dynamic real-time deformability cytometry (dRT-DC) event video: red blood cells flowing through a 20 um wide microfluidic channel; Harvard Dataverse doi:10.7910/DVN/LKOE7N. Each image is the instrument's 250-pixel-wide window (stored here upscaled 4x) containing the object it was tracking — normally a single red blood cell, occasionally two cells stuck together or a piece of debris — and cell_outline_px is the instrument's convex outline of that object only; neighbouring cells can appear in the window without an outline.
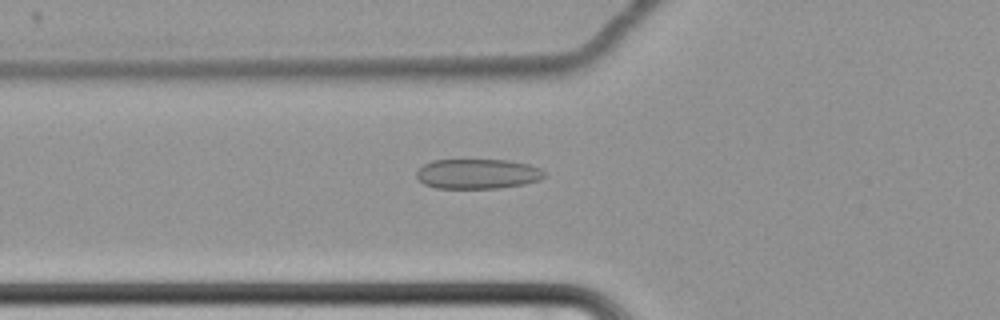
{"species": "common noctule bat (a hibernating species)", "species_latin": "Nyctalus noctula", "temperature_condition": "cold", "stored_images_in_passage": 59, "camera_frame_rate_fps": 3000, "um_per_image_px": 0.085, "animal": {"sex": "female", "body_mass_g": 22.7, "forearm_length_mm": 54.2}, "frame": {"image": 1, "passage_image": 20, "time_ms": 6.333, "image_size_px": [1000, 320], "cell_outline_px": [[548, 172], [540, 180], [524, 184], [500, 188], [436, 188], [424, 184], [416, 176], [416, 172], [424, 164], [432, 160], [508, 160], [528, 164], [540, 168]], "centroid_in_image_um": [40.62, 14.78], "position_along_channel_um": 85.2, "area_um2": 22.37}}
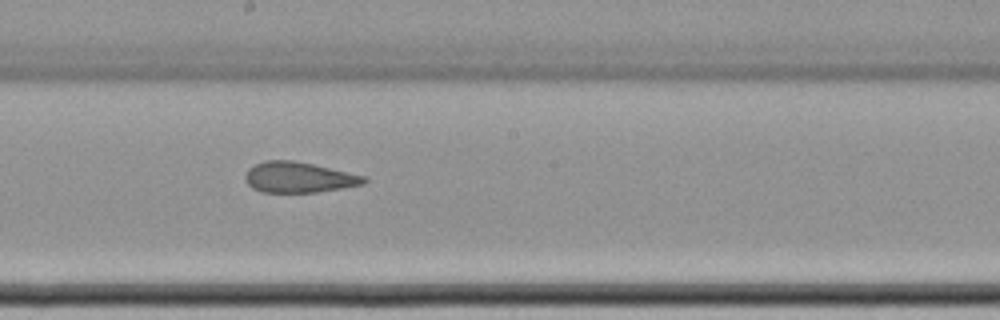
{"frame": {"image": 2, "passage_image": 32, "time_ms": 10.333, "image_size_px": [1000, 320], "cell_outline_px": [[368, 180], [364, 184], [316, 192], [260, 192], [252, 188], [244, 180], [244, 176], [248, 168], [264, 160], [292, 160], [312, 164], [368, 176]], "centroid_in_image_um": [25.38, 15.07], "position_along_channel_um": 222.8, "area_um2": 21.27}}
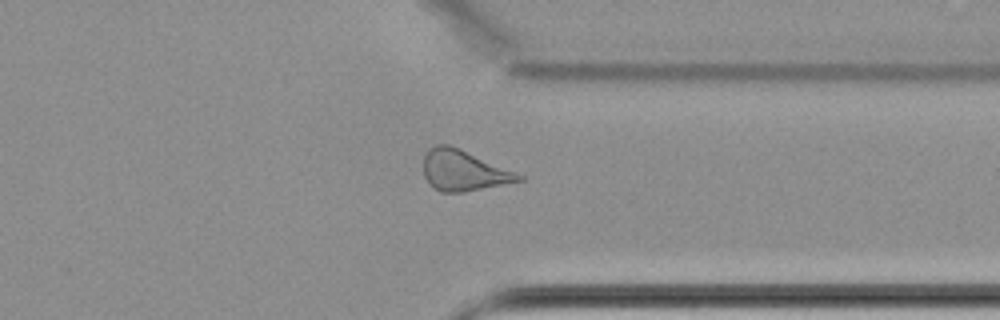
{"frame": {"image": 3, "passage_image": 45, "time_ms": 14.667, "image_size_px": [1000, 320], "cell_outline_px": [[524, 180], [460, 192], [440, 192], [424, 176], [424, 156], [428, 148], [436, 144], [448, 144], [460, 148], [516, 172], [524, 176]], "centroid_in_image_um": [39.39, 14.46], "position_along_channel_um": 372.0, "area_um2": 22.25}}